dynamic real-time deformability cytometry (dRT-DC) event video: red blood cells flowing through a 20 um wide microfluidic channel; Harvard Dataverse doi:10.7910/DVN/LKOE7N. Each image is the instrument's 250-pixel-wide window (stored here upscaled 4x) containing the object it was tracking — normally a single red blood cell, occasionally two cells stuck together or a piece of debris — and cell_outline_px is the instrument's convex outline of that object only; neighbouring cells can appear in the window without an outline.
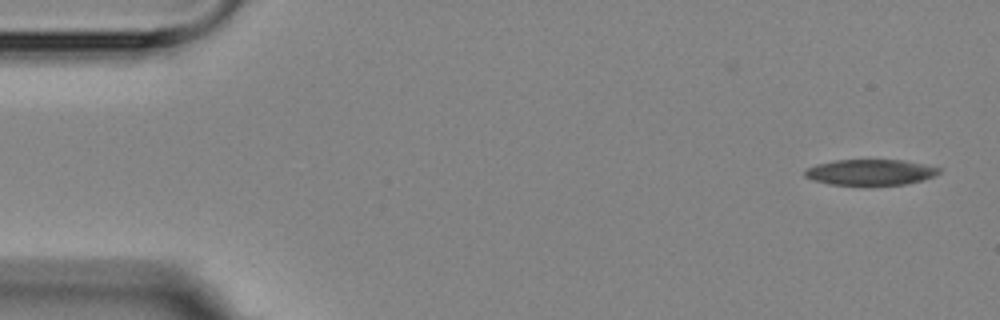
{"species": "Egyptian fruit bat (a non-hibernating species)", "species_latin": "Rousettus aegyptiacus", "temperature_condition": "room temperature", "stored_images_in_passage": 4, "camera_frame_rate_fps": 3000, "um_per_image_px": 0.085, "animal": {"sex": "female"}, "frame": {"image": 1, "passage_image": 1, "time_ms": 0.0, "image_size_px": [1000, 320], "cell_outline_px": [[940, 172], [932, 176], [920, 180], [904, 184], [828, 184], [812, 180], [804, 176], [804, 172], [808, 168], [816, 164], [836, 160], [904, 160], [940, 168]], "centroid_in_image_um": [73.93, 14.63], "position_along_channel_um": 11.1, "area_um2": 19.71}}
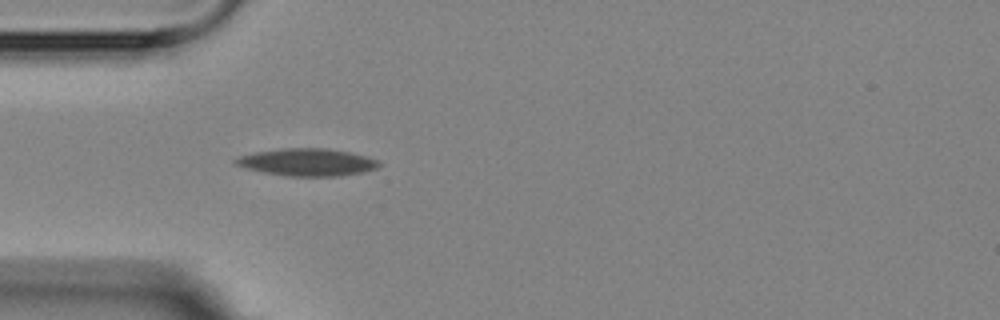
{"frame": {"image": 2, "passage_image": 4, "time_ms": 4.667, "image_size_px": [1000, 320], "cell_outline_px": [[380, 164], [376, 168], [364, 172], [340, 176], [288, 176], [264, 172], [244, 168], [236, 164], [232, 160], [240, 156], [256, 152], [284, 148], [328, 148], [368, 156], [376, 160]], "centroid_in_image_um": [26.11, 13.79], "position_along_channel_um": 58.9, "area_um2": 22.77}}